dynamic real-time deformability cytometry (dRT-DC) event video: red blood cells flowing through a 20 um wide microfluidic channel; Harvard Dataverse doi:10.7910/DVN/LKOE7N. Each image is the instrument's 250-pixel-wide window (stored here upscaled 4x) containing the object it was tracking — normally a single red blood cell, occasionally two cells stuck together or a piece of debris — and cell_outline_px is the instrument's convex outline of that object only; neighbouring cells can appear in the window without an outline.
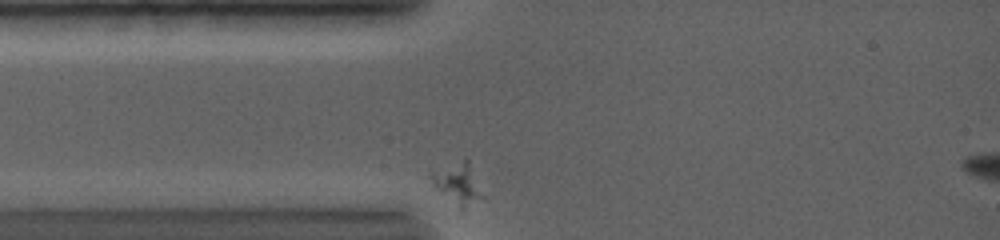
{"species": "common noctule bat (a hibernating species)", "species_latin": "Nyctalus noctula", "temperature_condition": "warm", "stored_images_in_passage": 6, "camera_frame_rate_fps": 5000, "um_per_image_px": 0.085, "animal": {"sex": "female", "body_mass_g": 19.0, "forearm_length_mm": 56.7}, "frame": {"image": 1, "passage_image": 1, "time_ms": 0.0, "image_size_px": [1000, 240], "cell_outline_px": [[484, 200], [460, 212], [432, 184], [432, 172], [464, 156], [468, 160], [484, 196]], "centroid_in_image_um": [38.96, 15.66], "position_along_channel_um": 46.0, "area_um2": 12.72}}